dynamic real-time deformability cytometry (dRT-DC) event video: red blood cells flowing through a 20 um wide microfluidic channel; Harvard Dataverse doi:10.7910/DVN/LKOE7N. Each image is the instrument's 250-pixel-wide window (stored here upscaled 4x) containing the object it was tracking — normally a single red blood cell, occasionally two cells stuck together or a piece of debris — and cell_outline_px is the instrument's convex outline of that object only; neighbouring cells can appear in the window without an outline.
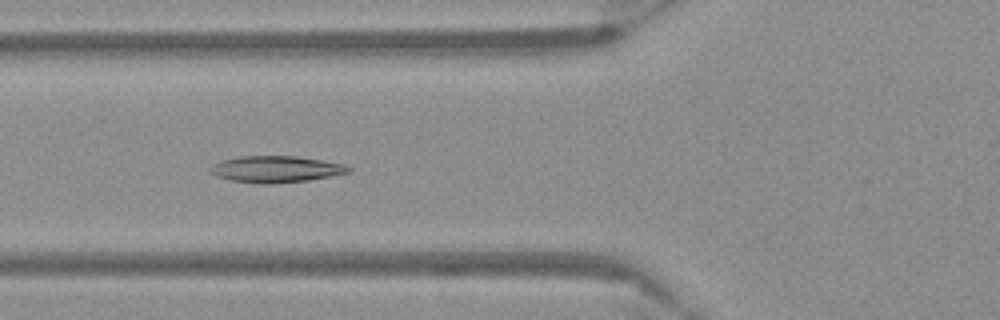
{"species": "Egyptian fruit bat (a non-hibernating species)", "species_latin": "Rousettus aegyptiacus", "temperature_condition": "warm", "stored_images_in_passage": 54, "camera_frame_rate_fps": 3000, "um_per_image_px": 0.085, "frame": {"image": 1, "passage_image": 20, "time_ms": 6.333, "image_size_px": [1000, 320], "cell_outline_px": [[352, 172], [308, 180], [272, 184], [264, 184], [232, 180], [216, 176], [208, 172], [208, 168], [212, 164], [224, 160], [240, 156], [296, 156], [344, 164], [352, 168]], "centroid_in_image_um": [23.44, 14.38], "position_along_channel_um": 102.4, "area_um2": 21.33}}
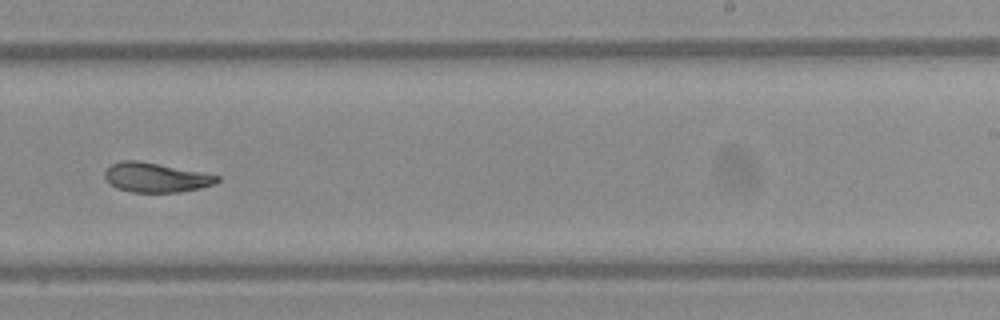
{"frame": {"image": 2, "passage_image": 34, "time_ms": 11.0, "image_size_px": [1000, 320], "cell_outline_px": [[220, 180], [212, 184], [200, 188], [180, 192], [132, 192], [116, 188], [108, 184], [104, 176], [104, 172], [112, 164], [124, 160], [140, 160], [220, 176]], "centroid_in_image_um": [13.2, 15.09], "position_along_channel_um": 275.8, "area_um2": 19.25}}
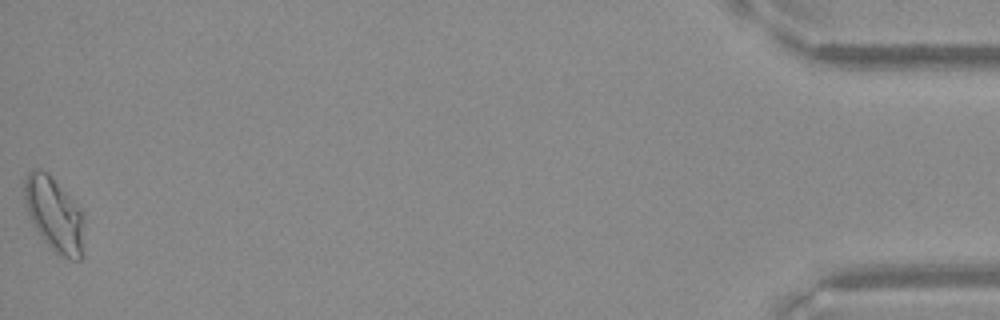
{"frame": {"image": 3, "passage_image": 54, "time_ms": 17.667, "image_size_px": [1000, 320], "cell_outline_px": [[84, 256], [80, 260], [68, 260], [56, 252], [44, 240], [32, 224], [24, 200], [24, 180], [28, 172], [32, 168], [36, 168], [48, 172], [84, 212]], "centroid_in_image_um": [4.65, 18.24], "position_along_channel_um": 430.5, "area_um2": 26.36}}